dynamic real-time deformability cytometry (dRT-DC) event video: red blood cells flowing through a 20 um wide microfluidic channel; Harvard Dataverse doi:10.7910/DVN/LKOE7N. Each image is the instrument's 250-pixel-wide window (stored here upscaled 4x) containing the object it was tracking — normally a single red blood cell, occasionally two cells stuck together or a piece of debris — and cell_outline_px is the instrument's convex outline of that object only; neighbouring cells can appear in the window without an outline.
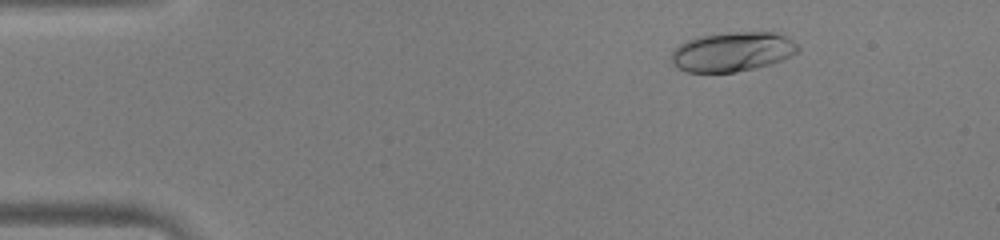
{"species": "human", "species_latin": "Homo sapiens", "temperature_condition": "warm", "stored_images_in_passage": 48, "camera_frame_rate_fps": 3000, "um_per_image_px": 0.085, "donor": {"sex": "male"}, "frame": {"image": 1, "passage_image": 7, "time_ms": 2.0, "image_size_px": [1000, 240], "cell_outline_px": [[800, 52], [792, 56], [768, 64], [736, 72], [688, 72], [672, 64], [672, 52], [680, 44], [688, 40], [700, 36], [728, 32], [776, 32], [792, 40], [800, 48]], "centroid_in_image_um": [62.28, 4.39], "position_along_channel_um": 22.7, "area_um2": 28.9}}
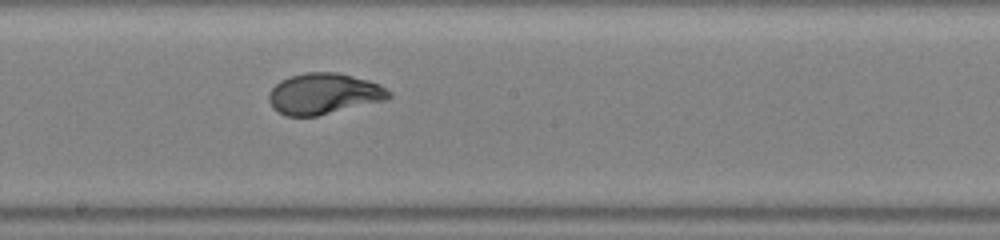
{"frame": {"image": 2, "passage_image": 27, "time_ms": 8.667, "image_size_px": [1000, 240], "cell_outline_px": [[392, 96], [388, 100], [316, 116], [284, 116], [272, 108], [268, 100], [268, 92], [280, 80], [288, 76], [304, 72], [336, 72], [368, 80], [380, 84], [392, 92]], "centroid_in_image_um": [27.52, 7.97], "position_along_channel_um": 220.7, "area_um2": 29.07}}
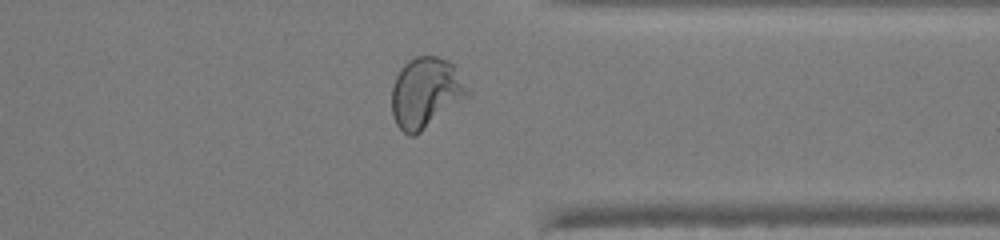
{"frame": {"image": 3, "passage_image": 38, "time_ms": 12.333, "image_size_px": [1000, 240], "cell_outline_px": [[472, 92], [468, 96], [416, 136], [408, 136], [396, 124], [392, 116], [392, 84], [400, 68], [408, 60], [416, 56], [436, 56], [448, 60], [452, 64]], "centroid_in_image_um": [36.17, 7.88], "position_along_channel_um": 375.2, "area_um2": 31.27}, "authors_computed_cell_mechanics": {"area_um2": 29.189, "velocity_mm_per_s": 4.3091, "shape_relaxation_time_tau1_ms": 3.8354, "shape_relaxation_time_tau2_ms": null, "deformation_change_tau1": 0.231, "deformation_change_tau2": null}}